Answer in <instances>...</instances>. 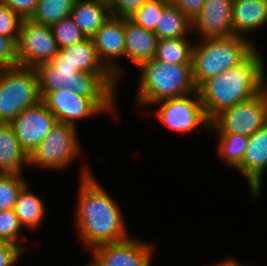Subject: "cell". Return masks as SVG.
Here are the masks:
<instances>
[{
  "label": "cell",
  "mask_w": 267,
  "mask_h": 266,
  "mask_svg": "<svg viewBox=\"0 0 267 266\" xmlns=\"http://www.w3.org/2000/svg\"><path fill=\"white\" fill-rule=\"evenodd\" d=\"M76 212L80 240L88 249L129 237L118 205L88 169L81 174Z\"/></svg>",
  "instance_id": "6da1fadb"
},
{
  "label": "cell",
  "mask_w": 267,
  "mask_h": 266,
  "mask_svg": "<svg viewBox=\"0 0 267 266\" xmlns=\"http://www.w3.org/2000/svg\"><path fill=\"white\" fill-rule=\"evenodd\" d=\"M255 49L242 63L205 81L197 90L207 118L249 100L266 86L265 65Z\"/></svg>",
  "instance_id": "7a4b0ae2"
},
{
  "label": "cell",
  "mask_w": 267,
  "mask_h": 266,
  "mask_svg": "<svg viewBox=\"0 0 267 266\" xmlns=\"http://www.w3.org/2000/svg\"><path fill=\"white\" fill-rule=\"evenodd\" d=\"M35 69L41 98L65 88L89 99H116L117 80L112 73L81 72L68 62H47Z\"/></svg>",
  "instance_id": "3957f363"
},
{
  "label": "cell",
  "mask_w": 267,
  "mask_h": 266,
  "mask_svg": "<svg viewBox=\"0 0 267 266\" xmlns=\"http://www.w3.org/2000/svg\"><path fill=\"white\" fill-rule=\"evenodd\" d=\"M138 98L139 104L152 105L161 100L195 93L192 64H170L151 59L143 62Z\"/></svg>",
  "instance_id": "277c9868"
},
{
  "label": "cell",
  "mask_w": 267,
  "mask_h": 266,
  "mask_svg": "<svg viewBox=\"0 0 267 266\" xmlns=\"http://www.w3.org/2000/svg\"><path fill=\"white\" fill-rule=\"evenodd\" d=\"M194 43L192 51V75L198 89L205 81L242 63L255 49L245 37L203 39Z\"/></svg>",
  "instance_id": "5b68a950"
},
{
  "label": "cell",
  "mask_w": 267,
  "mask_h": 266,
  "mask_svg": "<svg viewBox=\"0 0 267 266\" xmlns=\"http://www.w3.org/2000/svg\"><path fill=\"white\" fill-rule=\"evenodd\" d=\"M41 100L35 68L17 65L0 69V123H11Z\"/></svg>",
  "instance_id": "8992f818"
},
{
  "label": "cell",
  "mask_w": 267,
  "mask_h": 266,
  "mask_svg": "<svg viewBox=\"0 0 267 266\" xmlns=\"http://www.w3.org/2000/svg\"><path fill=\"white\" fill-rule=\"evenodd\" d=\"M267 123V86L253 98L226 108L212 120L216 134L251 136Z\"/></svg>",
  "instance_id": "52a82bcc"
},
{
  "label": "cell",
  "mask_w": 267,
  "mask_h": 266,
  "mask_svg": "<svg viewBox=\"0 0 267 266\" xmlns=\"http://www.w3.org/2000/svg\"><path fill=\"white\" fill-rule=\"evenodd\" d=\"M77 127L57 122L29 156V164L42 168L63 169L80 154Z\"/></svg>",
  "instance_id": "ba28073f"
},
{
  "label": "cell",
  "mask_w": 267,
  "mask_h": 266,
  "mask_svg": "<svg viewBox=\"0 0 267 266\" xmlns=\"http://www.w3.org/2000/svg\"><path fill=\"white\" fill-rule=\"evenodd\" d=\"M42 101L56 117L57 122L77 127L78 119L100 114L115 113V99H89L62 88L48 92ZM115 107V108H114ZM111 111V112H110Z\"/></svg>",
  "instance_id": "9c48e42d"
},
{
  "label": "cell",
  "mask_w": 267,
  "mask_h": 266,
  "mask_svg": "<svg viewBox=\"0 0 267 266\" xmlns=\"http://www.w3.org/2000/svg\"><path fill=\"white\" fill-rule=\"evenodd\" d=\"M59 47L50 26L22 20L16 42L19 66L36 68L50 62L58 53Z\"/></svg>",
  "instance_id": "30bf717a"
},
{
  "label": "cell",
  "mask_w": 267,
  "mask_h": 266,
  "mask_svg": "<svg viewBox=\"0 0 267 266\" xmlns=\"http://www.w3.org/2000/svg\"><path fill=\"white\" fill-rule=\"evenodd\" d=\"M192 95L194 98H192ZM157 118L169 129L179 133L191 132L200 125L210 129L198 90L189 95L161 100Z\"/></svg>",
  "instance_id": "8fae6325"
},
{
  "label": "cell",
  "mask_w": 267,
  "mask_h": 266,
  "mask_svg": "<svg viewBox=\"0 0 267 266\" xmlns=\"http://www.w3.org/2000/svg\"><path fill=\"white\" fill-rule=\"evenodd\" d=\"M56 123V117L41 100L24 109L10 124L20 146L30 156Z\"/></svg>",
  "instance_id": "7c38bea8"
},
{
  "label": "cell",
  "mask_w": 267,
  "mask_h": 266,
  "mask_svg": "<svg viewBox=\"0 0 267 266\" xmlns=\"http://www.w3.org/2000/svg\"><path fill=\"white\" fill-rule=\"evenodd\" d=\"M153 245L128 237L125 240L96 246L92 263L95 266H150Z\"/></svg>",
  "instance_id": "4fadbf2b"
},
{
  "label": "cell",
  "mask_w": 267,
  "mask_h": 266,
  "mask_svg": "<svg viewBox=\"0 0 267 266\" xmlns=\"http://www.w3.org/2000/svg\"><path fill=\"white\" fill-rule=\"evenodd\" d=\"M97 54L103 65L119 79L120 69L115 58H125L124 18L110 16L92 37Z\"/></svg>",
  "instance_id": "5bb4252c"
},
{
  "label": "cell",
  "mask_w": 267,
  "mask_h": 266,
  "mask_svg": "<svg viewBox=\"0 0 267 266\" xmlns=\"http://www.w3.org/2000/svg\"><path fill=\"white\" fill-rule=\"evenodd\" d=\"M234 0H205L199 15L192 22V30L203 39L233 35L232 10Z\"/></svg>",
  "instance_id": "9a60e30c"
},
{
  "label": "cell",
  "mask_w": 267,
  "mask_h": 266,
  "mask_svg": "<svg viewBox=\"0 0 267 266\" xmlns=\"http://www.w3.org/2000/svg\"><path fill=\"white\" fill-rule=\"evenodd\" d=\"M265 168H267V123L249 136L242 162L235 169L246 178L251 194L255 197L261 192V178Z\"/></svg>",
  "instance_id": "2e32d148"
},
{
  "label": "cell",
  "mask_w": 267,
  "mask_h": 266,
  "mask_svg": "<svg viewBox=\"0 0 267 266\" xmlns=\"http://www.w3.org/2000/svg\"><path fill=\"white\" fill-rule=\"evenodd\" d=\"M125 58L139 67L143 62L154 59L158 39L156 34L142 28L129 18H124Z\"/></svg>",
  "instance_id": "e0dca14e"
},
{
  "label": "cell",
  "mask_w": 267,
  "mask_h": 266,
  "mask_svg": "<svg viewBox=\"0 0 267 266\" xmlns=\"http://www.w3.org/2000/svg\"><path fill=\"white\" fill-rule=\"evenodd\" d=\"M50 62H68L81 72L111 73L99 59L92 38L60 49Z\"/></svg>",
  "instance_id": "ac0fdd59"
},
{
  "label": "cell",
  "mask_w": 267,
  "mask_h": 266,
  "mask_svg": "<svg viewBox=\"0 0 267 266\" xmlns=\"http://www.w3.org/2000/svg\"><path fill=\"white\" fill-rule=\"evenodd\" d=\"M267 23V0H234L232 10L233 35L245 37Z\"/></svg>",
  "instance_id": "d6986e66"
},
{
  "label": "cell",
  "mask_w": 267,
  "mask_h": 266,
  "mask_svg": "<svg viewBox=\"0 0 267 266\" xmlns=\"http://www.w3.org/2000/svg\"><path fill=\"white\" fill-rule=\"evenodd\" d=\"M110 16L106 0H75L70 13L86 38H92Z\"/></svg>",
  "instance_id": "ffe728a7"
},
{
  "label": "cell",
  "mask_w": 267,
  "mask_h": 266,
  "mask_svg": "<svg viewBox=\"0 0 267 266\" xmlns=\"http://www.w3.org/2000/svg\"><path fill=\"white\" fill-rule=\"evenodd\" d=\"M24 162L29 163V156L20 146L12 125L0 123V174H21Z\"/></svg>",
  "instance_id": "44dd1931"
},
{
  "label": "cell",
  "mask_w": 267,
  "mask_h": 266,
  "mask_svg": "<svg viewBox=\"0 0 267 266\" xmlns=\"http://www.w3.org/2000/svg\"><path fill=\"white\" fill-rule=\"evenodd\" d=\"M44 205L40 197L28 190V183H26L18 193L14 207L21 227L30 229L39 227L45 216Z\"/></svg>",
  "instance_id": "7402d4cb"
},
{
  "label": "cell",
  "mask_w": 267,
  "mask_h": 266,
  "mask_svg": "<svg viewBox=\"0 0 267 266\" xmlns=\"http://www.w3.org/2000/svg\"><path fill=\"white\" fill-rule=\"evenodd\" d=\"M192 31V22L175 6L169 3L161 13L153 31L158 40L187 38Z\"/></svg>",
  "instance_id": "603a6c76"
},
{
  "label": "cell",
  "mask_w": 267,
  "mask_h": 266,
  "mask_svg": "<svg viewBox=\"0 0 267 266\" xmlns=\"http://www.w3.org/2000/svg\"><path fill=\"white\" fill-rule=\"evenodd\" d=\"M188 38L158 40L154 59L170 64H192L193 43Z\"/></svg>",
  "instance_id": "cb8c5ba5"
},
{
  "label": "cell",
  "mask_w": 267,
  "mask_h": 266,
  "mask_svg": "<svg viewBox=\"0 0 267 266\" xmlns=\"http://www.w3.org/2000/svg\"><path fill=\"white\" fill-rule=\"evenodd\" d=\"M75 0H38L31 21L51 26L62 18L70 16Z\"/></svg>",
  "instance_id": "d4e9b609"
},
{
  "label": "cell",
  "mask_w": 267,
  "mask_h": 266,
  "mask_svg": "<svg viewBox=\"0 0 267 266\" xmlns=\"http://www.w3.org/2000/svg\"><path fill=\"white\" fill-rule=\"evenodd\" d=\"M218 152L227 165L236 169L242 162L249 137L238 134H217Z\"/></svg>",
  "instance_id": "484cf974"
},
{
  "label": "cell",
  "mask_w": 267,
  "mask_h": 266,
  "mask_svg": "<svg viewBox=\"0 0 267 266\" xmlns=\"http://www.w3.org/2000/svg\"><path fill=\"white\" fill-rule=\"evenodd\" d=\"M52 34L57 41L59 49L73 46L86 39L70 16L62 18L51 26Z\"/></svg>",
  "instance_id": "4316f807"
},
{
  "label": "cell",
  "mask_w": 267,
  "mask_h": 266,
  "mask_svg": "<svg viewBox=\"0 0 267 266\" xmlns=\"http://www.w3.org/2000/svg\"><path fill=\"white\" fill-rule=\"evenodd\" d=\"M22 174H0V212L14 209L18 193L27 183Z\"/></svg>",
  "instance_id": "83f0119b"
},
{
  "label": "cell",
  "mask_w": 267,
  "mask_h": 266,
  "mask_svg": "<svg viewBox=\"0 0 267 266\" xmlns=\"http://www.w3.org/2000/svg\"><path fill=\"white\" fill-rule=\"evenodd\" d=\"M169 0H146L129 19L144 29L154 31L162 10Z\"/></svg>",
  "instance_id": "f1b7e54d"
},
{
  "label": "cell",
  "mask_w": 267,
  "mask_h": 266,
  "mask_svg": "<svg viewBox=\"0 0 267 266\" xmlns=\"http://www.w3.org/2000/svg\"><path fill=\"white\" fill-rule=\"evenodd\" d=\"M21 228L22 227L14 209L0 212V240L20 246L24 251H26V248L19 245L21 244L18 239L19 233L22 230Z\"/></svg>",
  "instance_id": "f546056e"
},
{
  "label": "cell",
  "mask_w": 267,
  "mask_h": 266,
  "mask_svg": "<svg viewBox=\"0 0 267 266\" xmlns=\"http://www.w3.org/2000/svg\"><path fill=\"white\" fill-rule=\"evenodd\" d=\"M22 20L17 13L0 2V35L10 37L16 43Z\"/></svg>",
  "instance_id": "4dcf8cb0"
},
{
  "label": "cell",
  "mask_w": 267,
  "mask_h": 266,
  "mask_svg": "<svg viewBox=\"0 0 267 266\" xmlns=\"http://www.w3.org/2000/svg\"><path fill=\"white\" fill-rule=\"evenodd\" d=\"M146 0H107L110 15L130 18Z\"/></svg>",
  "instance_id": "1f68e13d"
},
{
  "label": "cell",
  "mask_w": 267,
  "mask_h": 266,
  "mask_svg": "<svg viewBox=\"0 0 267 266\" xmlns=\"http://www.w3.org/2000/svg\"><path fill=\"white\" fill-rule=\"evenodd\" d=\"M17 65L16 43L10 37L0 35V69Z\"/></svg>",
  "instance_id": "d6a6232c"
},
{
  "label": "cell",
  "mask_w": 267,
  "mask_h": 266,
  "mask_svg": "<svg viewBox=\"0 0 267 266\" xmlns=\"http://www.w3.org/2000/svg\"><path fill=\"white\" fill-rule=\"evenodd\" d=\"M0 2L17 13L23 20L32 17L38 4V0H0Z\"/></svg>",
  "instance_id": "836d02e7"
},
{
  "label": "cell",
  "mask_w": 267,
  "mask_h": 266,
  "mask_svg": "<svg viewBox=\"0 0 267 266\" xmlns=\"http://www.w3.org/2000/svg\"><path fill=\"white\" fill-rule=\"evenodd\" d=\"M22 253L20 246L0 240V266H15Z\"/></svg>",
  "instance_id": "e575fe53"
},
{
  "label": "cell",
  "mask_w": 267,
  "mask_h": 266,
  "mask_svg": "<svg viewBox=\"0 0 267 266\" xmlns=\"http://www.w3.org/2000/svg\"><path fill=\"white\" fill-rule=\"evenodd\" d=\"M177 7L191 22L199 15L205 0H169Z\"/></svg>",
  "instance_id": "d590c367"
},
{
  "label": "cell",
  "mask_w": 267,
  "mask_h": 266,
  "mask_svg": "<svg viewBox=\"0 0 267 266\" xmlns=\"http://www.w3.org/2000/svg\"><path fill=\"white\" fill-rule=\"evenodd\" d=\"M212 266H242L238 261L228 259L227 261L221 262L219 264H214Z\"/></svg>",
  "instance_id": "8d00e7d4"
},
{
  "label": "cell",
  "mask_w": 267,
  "mask_h": 266,
  "mask_svg": "<svg viewBox=\"0 0 267 266\" xmlns=\"http://www.w3.org/2000/svg\"><path fill=\"white\" fill-rule=\"evenodd\" d=\"M85 266H95L93 263L87 264Z\"/></svg>",
  "instance_id": "74e56055"
}]
</instances>
